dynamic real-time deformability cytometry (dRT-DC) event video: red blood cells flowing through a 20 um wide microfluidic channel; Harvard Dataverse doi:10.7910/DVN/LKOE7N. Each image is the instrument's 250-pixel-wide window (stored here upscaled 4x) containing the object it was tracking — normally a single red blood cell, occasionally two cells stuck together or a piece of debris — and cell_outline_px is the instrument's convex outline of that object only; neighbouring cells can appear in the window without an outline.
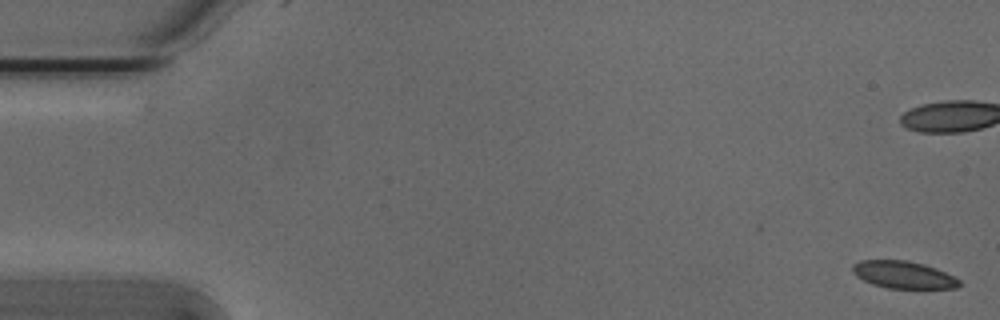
{"species": "Egyptian fruit bat (a non-hibernating species)", "species_latin": "Rousettus aegyptiacus", "temperature_condition": "cold", "stored_images_in_passage": 11, "camera_frame_rate_fps": 3000, "um_per_image_px": 0.085, "animal": {"sex": "male"}, "frame": {"image": 1, "passage_image": 1, "time_ms": 0.0, "image_size_px": [1000, 320], "cell_outline_px": [[960, 284], [956, 288], [888, 288], [872, 284], [856, 276], [852, 272], [852, 264], [860, 260], [904, 260], [924, 264], [936, 268], [960, 280]], "centroid_in_image_um": [76.75, 23.35], "position_along_channel_um": 8.2, "area_um2": 16.88}}